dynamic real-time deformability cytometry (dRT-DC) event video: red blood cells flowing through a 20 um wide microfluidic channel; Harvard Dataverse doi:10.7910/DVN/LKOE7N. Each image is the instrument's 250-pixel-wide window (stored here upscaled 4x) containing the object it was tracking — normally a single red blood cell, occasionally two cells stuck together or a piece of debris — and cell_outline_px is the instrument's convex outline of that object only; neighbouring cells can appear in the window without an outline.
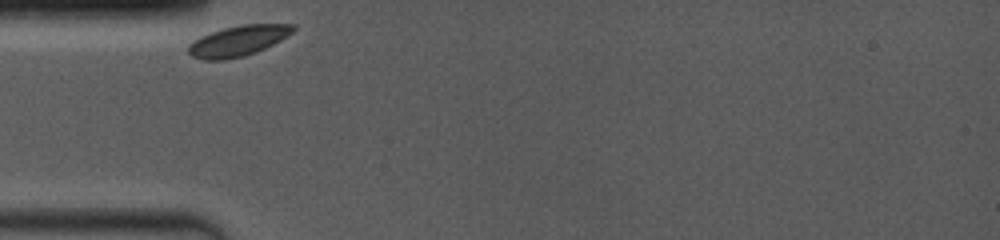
{"species": "common noctule bat (a hibernating species)", "species_latin": "Nyctalus noctula", "temperature_condition": "room temperature", "stored_images_in_passage": 23, "camera_frame_rate_fps": 4000, "um_per_image_px": 0.085, "animal": {"sex": "female", "body_mass_g": 19.0, "forearm_length_mm": 53.3}, "frame": {"image": 1, "passage_image": 1, "time_ms": 0.0, "image_size_px": [1000, 240], "cell_outline_px": [[296, 28], [292, 32], [280, 40], [256, 52], [244, 56], [224, 60], [204, 60], [192, 56], [188, 52], [188, 44], [200, 36], [224, 28], [240, 24], [296, 24]], "centroid_in_image_um": [20.22, 3.47], "position_along_channel_um": 64.8, "area_um2": 18.55}}
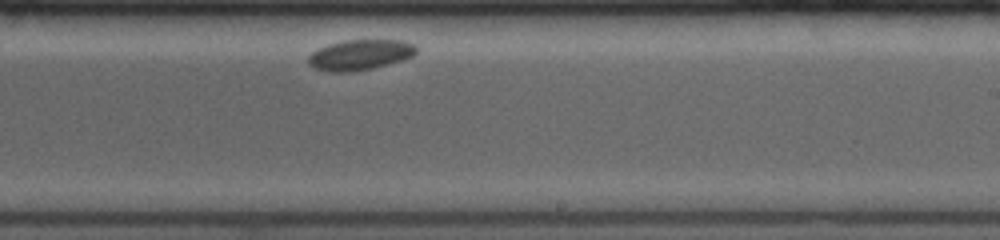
{"frame": {"image": 2, "passage_image": 14, "time_ms": 5.75, "image_size_px": [1000, 240], "cell_outline_px": [[420, 48], [412, 56], [400, 60], [372, 68], [348, 72], [332, 72], [316, 68], [308, 64], [308, 56], [312, 52], [328, 44], [344, 40], [400, 40], [416, 44]], "centroid_in_image_um": [30.62, 4.64], "position_along_channel_um": 258.4, "area_um2": 19.02}}
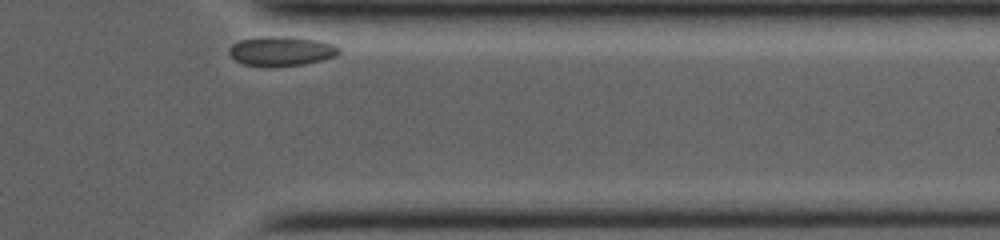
{"frame": {"image": 3, "passage_image": 23, "time_ms": 9.5, "image_size_px": [1000, 240], "cell_outline_px": [[340, 52], [336, 56], [324, 60], [304, 64], [244, 64], [236, 60], [228, 52], [228, 48], [232, 44], [240, 40], [260, 36], [292, 36], [320, 40], [332, 44], [340, 48]], "centroid_in_image_um": [23.96, 4.29], "position_along_channel_um": 387.4, "area_um2": 18.55}}